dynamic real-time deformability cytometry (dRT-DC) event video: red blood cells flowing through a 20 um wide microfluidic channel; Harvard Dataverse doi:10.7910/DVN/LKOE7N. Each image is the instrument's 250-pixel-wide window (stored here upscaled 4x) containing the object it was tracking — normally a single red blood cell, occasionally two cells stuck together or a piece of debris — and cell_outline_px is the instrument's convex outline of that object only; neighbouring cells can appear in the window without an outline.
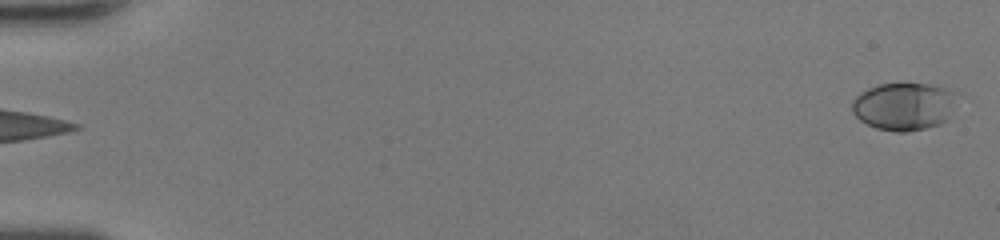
{"species": "human", "species_latin": "Homo sapiens", "temperature_condition": "room temperature", "stored_images_in_passage": 51, "camera_frame_rate_fps": 3000, "um_per_image_px": 0.085, "donor": {"sex": "female"}, "frame": {"image": 1, "passage_image": 1, "time_ms": 0.0, "image_size_px": [1000, 240], "cell_outline_px": [[960, 92], [948, 120], [940, 124], [908, 132], [896, 132], [876, 128], [860, 120], [852, 112], [852, 100], [860, 92], [868, 88], [880, 84], [900, 80], [904, 80], [928, 84]], "centroid_in_image_um": [76.87, 8.99], "position_along_channel_um": 8.1, "area_um2": 30.17}}
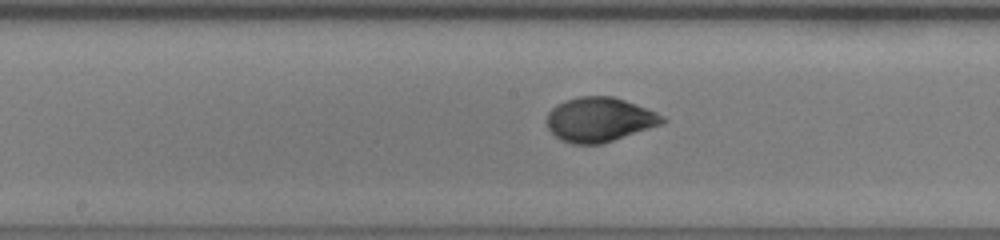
{"frame": {"image": 2, "passage_image": 28, "time_ms": 9.0, "image_size_px": [1000, 240], "cell_outline_px": [[668, 120], [660, 124], [600, 144], [572, 144], [560, 140], [548, 128], [544, 120], [548, 112], [556, 104], [564, 100], [580, 96], [612, 96], [636, 104], [656, 112], [664, 116]], "centroid_in_image_um": [50.89, 10.15], "position_along_channel_um": 197.3, "area_um2": 29.82}}
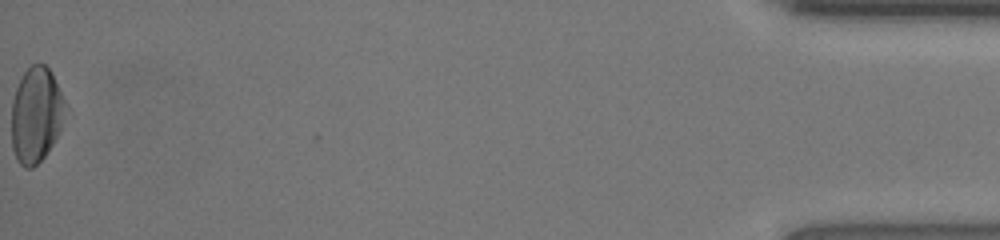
{"frame": {"image": 3, "passage_image": 51, "time_ms": 16.667, "image_size_px": [1000, 240], "cell_outline_px": [[68, 108], [60, 128], [52, 144], [44, 156], [32, 168], [24, 168], [16, 160], [12, 148], [12, 100], [16, 88], [24, 72], [32, 64], [44, 64], [48, 68]], "centroid_in_image_um": [3.05, 9.78], "position_along_channel_um": 432.1, "area_um2": 29.59}, "authors_computed_cell_mechanics": {"area_um2": 29.1312, "velocity_mm_per_s": 4.2863, "shape_relaxation_time_tau1_ms": 3.1215, "shape_relaxation_time_tau2_ms": 0.8897, "deformation_change_tau1": 0.1658, "deformation_change_tau2": 0.0445}}